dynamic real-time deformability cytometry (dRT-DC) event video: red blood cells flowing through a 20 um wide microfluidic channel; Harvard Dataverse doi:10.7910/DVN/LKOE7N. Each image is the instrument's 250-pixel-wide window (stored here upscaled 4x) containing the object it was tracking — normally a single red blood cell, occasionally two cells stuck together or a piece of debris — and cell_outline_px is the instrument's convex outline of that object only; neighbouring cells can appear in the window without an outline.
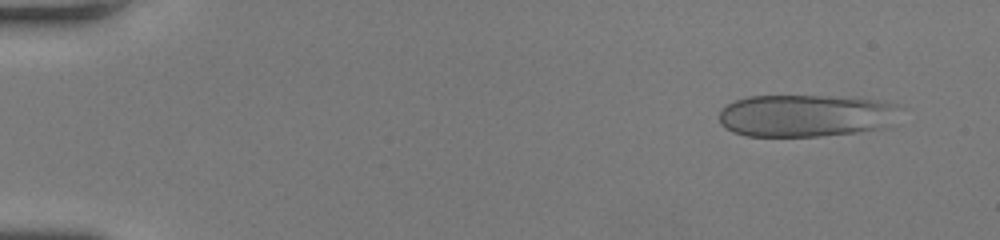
{"species": "human", "species_latin": "Homo sapiens", "temperature_condition": "room temperature", "stored_images_in_passage": 46, "camera_frame_rate_fps": 3000, "um_per_image_px": 0.085, "donor": {"sex": "female"}, "frame": {"image": 1, "passage_image": 1, "time_ms": 0.0, "image_size_px": [1000, 240], "cell_outline_px": [[896, 104], [884, 128], [856, 132], [820, 136], [748, 136], [732, 132], [720, 124], [720, 112], [728, 104], [736, 100], [748, 96], [828, 96], [880, 100]], "centroid_in_image_um": [68.36, 9.83], "position_along_channel_um": 16.6, "area_um2": 43.81}}
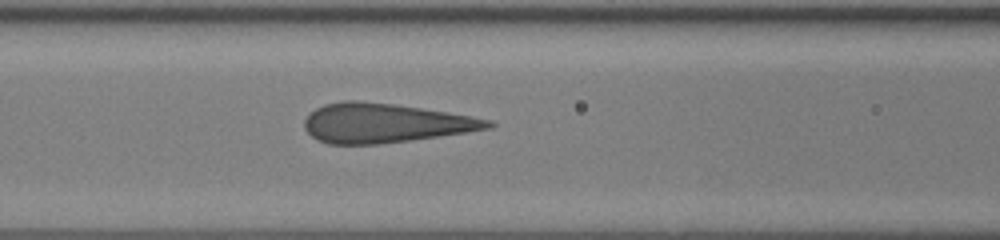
{"frame": {"image": 2, "passage_image": 19, "time_ms": 6.0, "image_size_px": [1000, 240], "cell_outline_px": [[496, 124], [492, 128], [468, 132], [408, 140], [376, 144], [328, 144], [316, 140], [304, 128], [304, 120], [308, 112], [324, 104], [344, 100], [356, 100], [392, 104], [448, 112], [472, 116], [492, 120]], "centroid_in_image_um": [32.69, 10.45], "position_along_channel_um": 133.9, "area_um2": 42.02}}
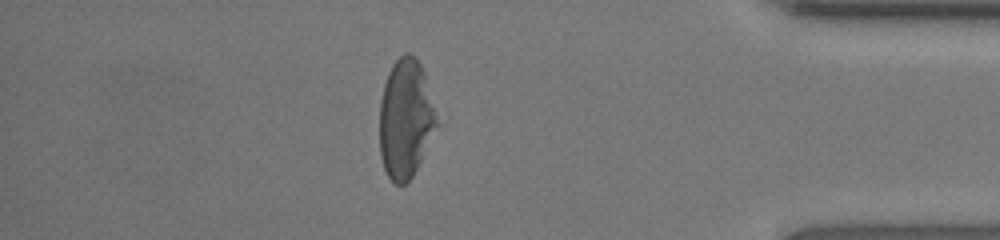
{"frame": {"image": 3, "passage_image": 40, "time_ms": 13.0, "image_size_px": [1000, 240], "cell_outline_px": [[440, 124], [412, 176], [404, 184], [396, 184], [388, 176], [384, 168], [380, 156], [380, 100], [384, 84], [388, 72], [392, 64], [404, 52], [408, 52], [416, 56], [424, 72]], "centroid_in_image_um": [34.49, 10.07], "position_along_channel_um": 400.7, "area_um2": 39.88}, "authors_computed_cell_mechanics": {"area_um2": 42.2518, "velocity_mm_per_s": 4.2549, "shape_relaxation_time_tau1_ms": 7.9744, "shape_relaxation_time_tau2_ms": null, "deformation_change_tau1": 0.2529, "deformation_change_tau2": null}}